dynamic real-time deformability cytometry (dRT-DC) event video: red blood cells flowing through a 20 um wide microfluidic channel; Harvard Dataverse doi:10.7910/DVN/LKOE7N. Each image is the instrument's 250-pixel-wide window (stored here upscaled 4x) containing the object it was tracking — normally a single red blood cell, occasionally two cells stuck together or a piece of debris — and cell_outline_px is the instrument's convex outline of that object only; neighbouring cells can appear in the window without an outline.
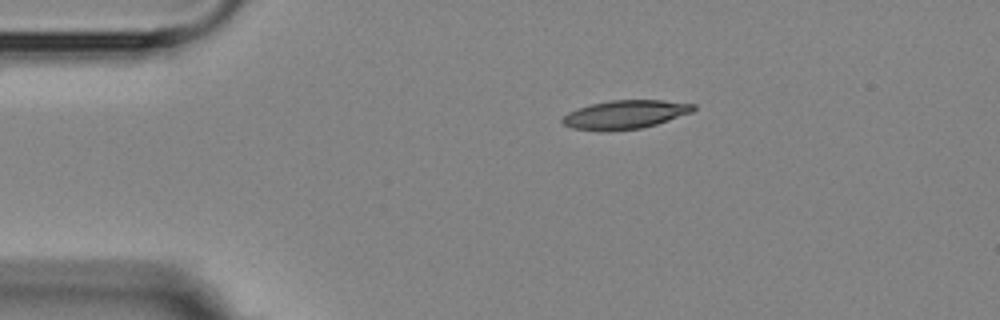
{"species": "Egyptian fruit bat (a non-hibernating species)", "species_latin": "Rousettus aegyptiacus", "temperature_condition": "room temperature", "stored_images_in_passage": 3, "camera_frame_rate_fps": 3000, "um_per_image_px": 0.085, "animal": {"sex": "female"}, "frame": {"image": 1, "passage_image": 1, "time_ms": 0.0, "image_size_px": [1000, 320], "cell_outline_px": [[696, 108], [692, 112], [656, 124], [640, 128], [608, 132], [600, 132], [572, 128], [564, 124], [560, 120], [568, 112], [576, 108], [592, 104], [612, 100], [664, 100], [696, 104]], "centroid_in_image_um": [53.11, 9.74], "position_along_channel_um": 31.9, "area_um2": 22.02}}
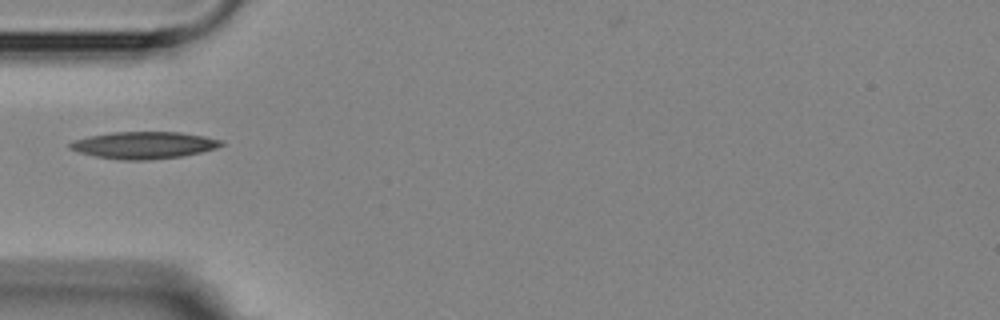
{"frame": {"image": 2, "passage_image": 3, "time_ms": 2.333, "image_size_px": [1000, 320], "cell_outline_px": [[224, 144], [216, 148], [184, 156], [148, 160], [120, 160], [96, 156], [80, 152], [68, 148], [68, 144], [76, 140], [88, 136], [112, 132], [180, 132], [204, 136], [224, 140]], "centroid_in_image_um": [12.25, 12.34], "position_along_channel_um": 72.7, "area_um2": 23.81}}